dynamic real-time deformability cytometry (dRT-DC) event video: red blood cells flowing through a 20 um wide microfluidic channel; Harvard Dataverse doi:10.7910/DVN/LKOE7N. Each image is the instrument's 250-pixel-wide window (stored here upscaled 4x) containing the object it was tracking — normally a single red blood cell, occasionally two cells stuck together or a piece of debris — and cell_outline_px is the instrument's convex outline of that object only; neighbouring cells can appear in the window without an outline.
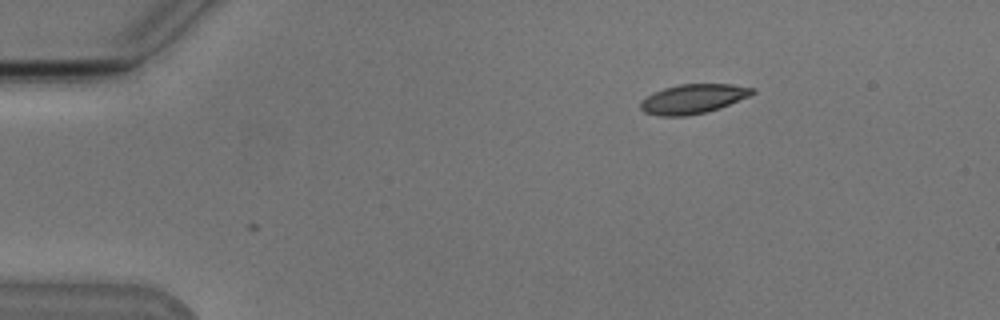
{"species": "Egyptian fruit bat (a non-hibernating species)", "species_latin": "Rousettus aegyptiacus", "temperature_condition": "cold", "stored_images_in_passage": 2, "camera_frame_rate_fps": 3000, "um_per_image_px": 0.085, "animal": {"sex": "male"}, "frame": {"image": 1, "passage_image": 2, "time_ms": 0.333, "image_size_px": [1000, 320], "cell_outline_px": [[756, 92], [748, 96], [720, 108], [704, 112], [684, 116], [660, 116], [644, 112], [640, 108], [640, 100], [664, 88], [680, 84], [732, 84], [756, 88]], "centroid_in_image_um": [58.92, 8.4], "position_along_channel_um": 26.1, "area_um2": 19.02}}